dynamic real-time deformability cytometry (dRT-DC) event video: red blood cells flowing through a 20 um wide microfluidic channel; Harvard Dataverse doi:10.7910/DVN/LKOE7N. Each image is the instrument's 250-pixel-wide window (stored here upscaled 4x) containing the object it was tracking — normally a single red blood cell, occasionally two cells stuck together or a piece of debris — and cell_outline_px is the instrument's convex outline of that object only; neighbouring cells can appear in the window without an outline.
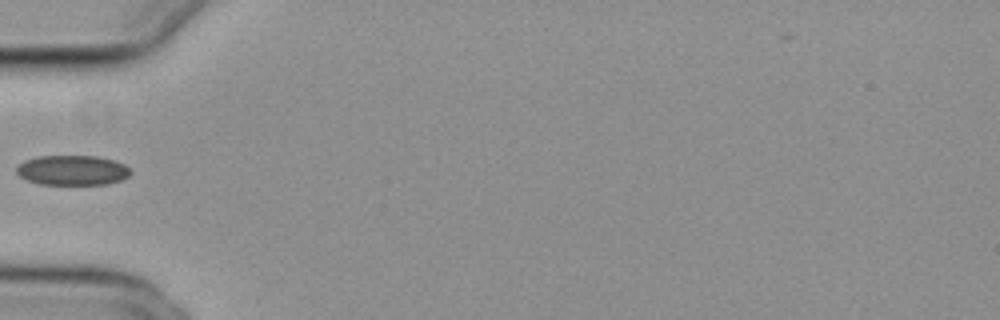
{"species": "common noctule bat (a hibernating species)", "species_latin": "Nyctalus noctula", "temperature_condition": "cold", "stored_images_in_passage": 26, "camera_frame_rate_fps": 3000, "um_per_image_px": 0.085, "animal": {"sex": "female", "body_mass_g": 29.2, "forearm_length_mm": 56.3}, "frame": {"image": 1, "passage_image": 1, "time_ms": 0.0, "image_size_px": [1000, 320], "cell_outline_px": [[132, 172], [128, 176], [120, 180], [104, 184], [40, 184], [28, 180], [20, 176], [16, 172], [16, 168], [24, 160], [36, 156], [96, 156], [112, 160], [124, 164]], "centroid_in_image_um": [6.13, 14.46], "position_along_channel_um": 78.9, "area_um2": 19.71}}
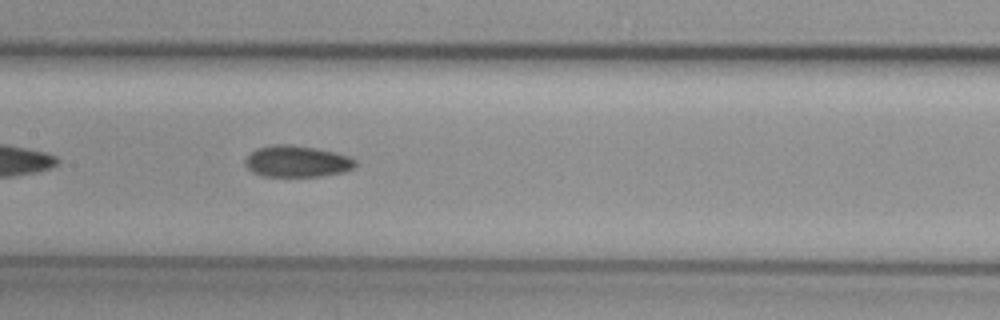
{"frame": {"image": 2, "passage_image": 9, "time_ms": 2.667, "image_size_px": [1000, 320], "cell_outline_px": [[356, 164], [352, 168], [344, 172], [320, 176], [260, 176], [252, 172], [244, 164], [244, 160], [256, 148], [272, 144], [292, 144], [316, 148], [336, 152], [348, 156], [356, 160]], "centroid_in_image_um": [25.22, 13.71], "position_along_channel_um": 182.2, "area_um2": 20.35}}
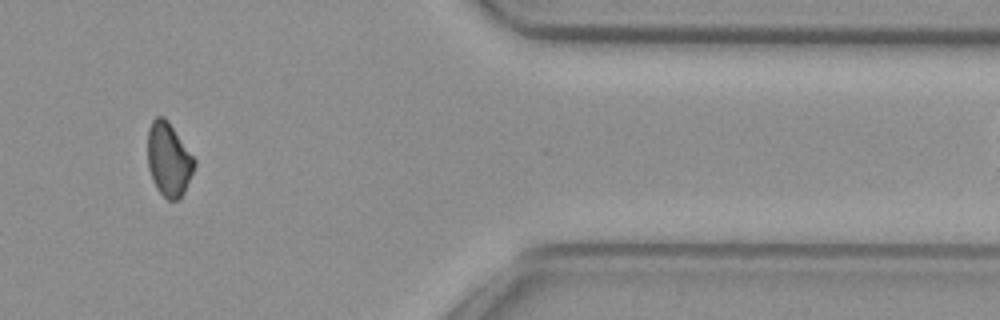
{"frame": {"image": 3, "passage_image": 23, "time_ms": 7.333, "image_size_px": [1000, 320], "cell_outline_px": [[196, 164], [184, 192], [176, 200], [168, 200], [156, 188], [152, 180], [148, 168], [148, 128], [152, 120], [156, 116], [164, 116], [168, 120], [196, 160]], "centroid_in_image_um": [14.33, 13.53], "position_along_channel_um": 397.1, "area_um2": 20.06}}